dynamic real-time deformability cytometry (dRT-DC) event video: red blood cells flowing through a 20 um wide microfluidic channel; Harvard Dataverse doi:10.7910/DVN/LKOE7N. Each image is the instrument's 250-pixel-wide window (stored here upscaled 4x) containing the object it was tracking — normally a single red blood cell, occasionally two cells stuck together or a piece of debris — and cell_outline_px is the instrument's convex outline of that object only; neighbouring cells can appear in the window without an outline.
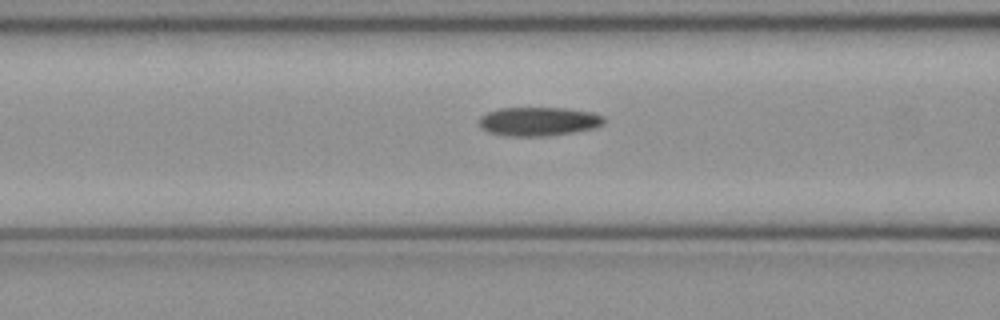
{"species": "common noctule bat (a hibernating species)", "species_latin": "Nyctalus noctula", "temperature_condition": "cold", "stored_images_in_passage": 39, "camera_frame_rate_fps": 3000, "um_per_image_px": 0.085, "animal": {"sex": "female", "body_mass_g": 21.9}, "frame": {"image": 1, "passage_image": 12, "time_ms": 3.667, "image_size_px": [1000, 320], "cell_outline_px": [[604, 124], [596, 128], [576, 132], [548, 136], [508, 136], [488, 132], [480, 124], [480, 116], [488, 112], [500, 108], [564, 108], [592, 112], [604, 116]], "centroid_in_image_um": [45.83, 10.33], "position_along_channel_um": 120.8, "area_um2": 21.04}}
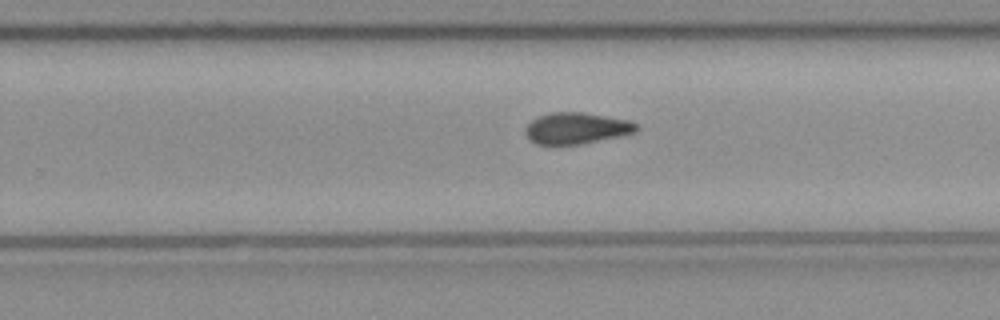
{"frame": {"image": 2, "passage_image": 24, "time_ms": 7.667, "image_size_px": [1000, 320], "cell_outline_px": [[640, 128], [636, 132], [620, 136], [584, 144], [536, 144], [528, 140], [524, 132], [524, 128], [532, 120], [540, 116], [552, 112], [580, 112], [628, 120], [636, 124]], "centroid_in_image_um": [48.98, 10.91], "position_along_channel_um": 280.8, "area_um2": 20.29}}
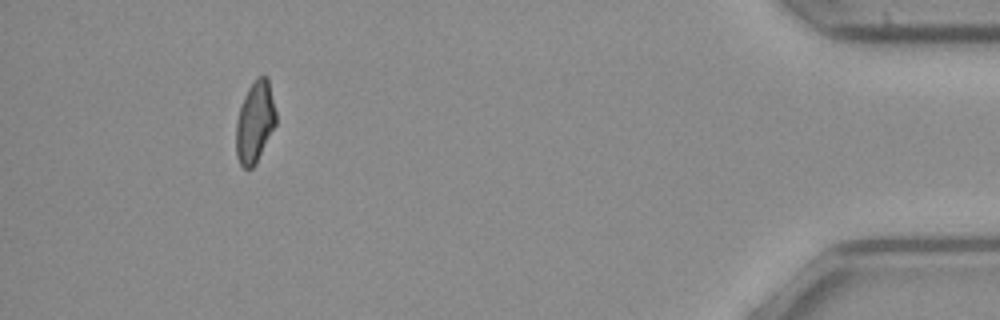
{"frame": {"image": 3, "passage_image": 39, "time_ms": 12.667, "image_size_px": [1000, 320], "cell_outline_px": [[276, 124], [256, 164], [252, 168], [244, 168], [240, 164], [236, 156], [236, 120], [244, 96], [248, 88], [256, 76], [268, 76], [276, 112]], "centroid_in_image_um": [21.67, 10.36], "position_along_channel_um": 413.5, "area_um2": 19.07}, "authors_computed_cell_mechanics": {"area_um2": 20.519, "velocity_mm_per_s": 4.0013, "shape_relaxation_time_tau1_ms": 8.5421, "shape_relaxation_time_tau2_ms": null, "deformation_change_tau1": 0.1786, "deformation_change_tau2": null}}